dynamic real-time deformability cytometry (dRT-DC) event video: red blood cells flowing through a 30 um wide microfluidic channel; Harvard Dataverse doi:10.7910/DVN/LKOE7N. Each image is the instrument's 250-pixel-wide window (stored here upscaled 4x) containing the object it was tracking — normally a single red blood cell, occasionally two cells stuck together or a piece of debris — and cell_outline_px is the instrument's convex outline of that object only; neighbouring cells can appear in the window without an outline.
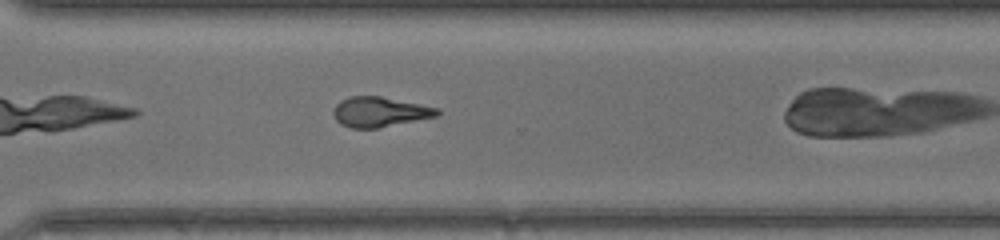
{"species": "common noctule bat (a hibernating species)", "species_latin": "Nyctalus noctula", "temperature_condition": "warm", "stored_images_in_passage": 26, "camera_frame_rate_fps": 3000, "um_per_image_px": 0.085, "animal": {"sex": "female", "body_mass_g": 17.0, "forearm_length_mm": 48.0}, "frame": {"image": 1, "passage_image": 22, "time_ms": 7.0, "image_size_px": [1000, 240], "cell_outline_px": [[440, 112], [436, 116], [380, 128], [352, 128], [340, 124], [336, 120], [332, 112], [336, 104], [340, 100], [352, 96], [380, 96], [440, 108]], "centroid_in_image_um": [32.26, 9.51], "position_along_channel_um": 338.3, "area_um2": 18.15}}